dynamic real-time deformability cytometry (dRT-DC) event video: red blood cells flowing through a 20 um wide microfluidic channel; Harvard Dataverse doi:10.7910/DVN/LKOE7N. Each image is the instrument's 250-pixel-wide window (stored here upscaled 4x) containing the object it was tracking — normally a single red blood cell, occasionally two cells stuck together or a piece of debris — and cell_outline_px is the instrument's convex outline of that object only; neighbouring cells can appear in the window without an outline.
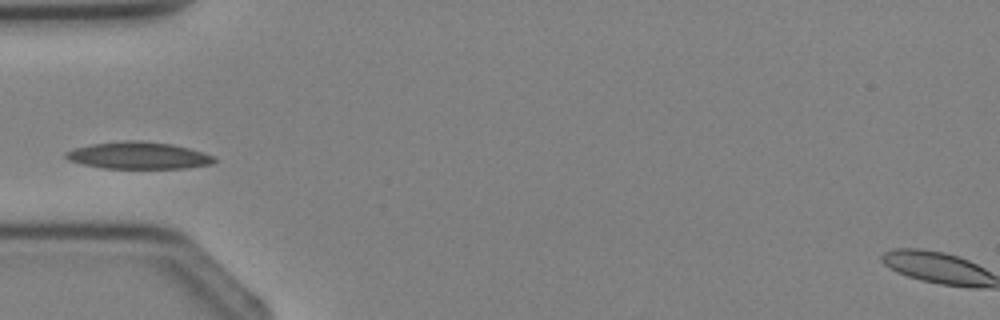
{"species": "Egyptian fruit bat (a non-hibernating species)", "species_latin": "Rousettus aegyptiacus", "temperature_condition": "cold", "stored_images_in_passage": 4, "camera_frame_rate_fps": 3000, "um_per_image_px": 0.085, "animal": {"sex": "female"}, "frame": {"image": 1, "passage_image": 4, "time_ms": 4.333, "image_size_px": [1000, 320], "cell_outline_px": [[216, 160], [212, 164], [184, 168], [104, 168], [84, 164], [68, 160], [64, 156], [64, 152], [76, 148], [92, 144], [124, 140], [140, 140], [172, 144], [188, 148], [216, 156]], "centroid_in_image_um": [11.78, 13.21], "position_along_channel_um": 73.2, "area_um2": 23.29}}